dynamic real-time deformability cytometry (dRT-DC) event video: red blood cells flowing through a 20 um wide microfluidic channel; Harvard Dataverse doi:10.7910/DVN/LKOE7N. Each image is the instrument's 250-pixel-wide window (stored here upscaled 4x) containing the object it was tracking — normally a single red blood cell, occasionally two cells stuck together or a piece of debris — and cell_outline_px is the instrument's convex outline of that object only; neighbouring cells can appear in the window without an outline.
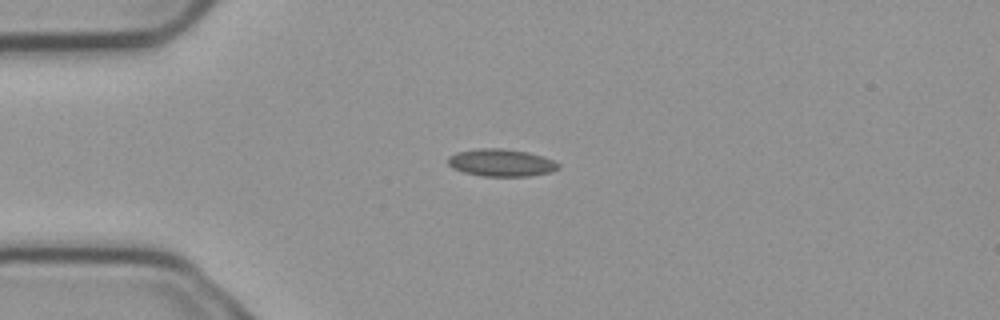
{"species": "common noctule bat (a hibernating species)", "species_latin": "Nyctalus noctula", "temperature_condition": "cold", "stored_images_in_passage": 7, "camera_frame_rate_fps": 3000, "um_per_image_px": 0.085, "animal": {"sex": "male", "body_mass_g": 23.1, "forearm_length_mm": 52.7}, "frame": {"image": 1, "passage_image": 4, "time_ms": 1.0, "image_size_px": [1000, 320], "cell_outline_px": [[560, 168], [552, 172], [528, 176], [484, 176], [464, 172], [452, 168], [448, 164], [448, 156], [456, 152], [476, 148], [500, 148], [524, 152], [540, 156], [552, 160], [560, 164]], "centroid_in_image_um": [42.57, 13.83], "position_along_channel_um": 42.4, "area_um2": 17.51}}
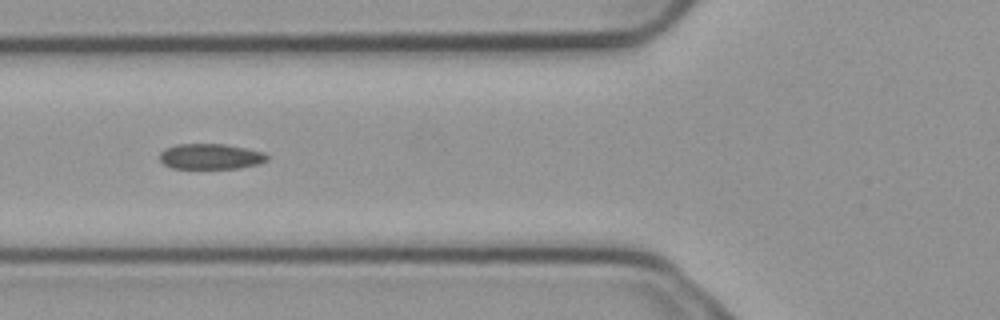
{"frame": {"image": 2, "passage_image": 6, "time_ms": 1.667, "image_size_px": [1000, 320], "cell_outline_px": [[268, 160], [256, 164], [240, 168], [172, 168], [164, 164], [160, 160], [160, 152], [164, 148], [176, 144], [224, 144], [264, 152], [268, 156]], "centroid_in_image_um": [17.87, 13.29], "position_along_channel_um": 107.9, "area_um2": 15.9}}
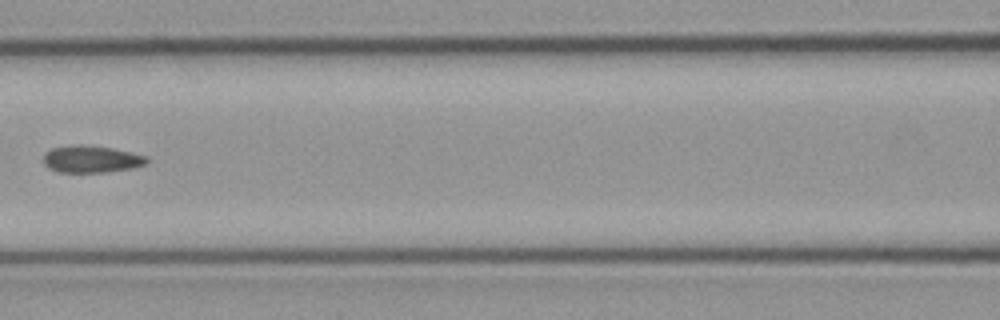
{"frame": {"image": 3, "passage_image": 7, "time_ms": 2.0, "image_size_px": [1000, 320], "cell_outline_px": [[148, 164], [136, 168], [108, 172], [56, 172], [48, 168], [44, 164], [44, 152], [52, 148], [80, 144], [112, 148], [148, 156]], "centroid_in_image_um": [7.79, 13.54], "position_along_channel_um": 158.8, "area_um2": 16.53}}